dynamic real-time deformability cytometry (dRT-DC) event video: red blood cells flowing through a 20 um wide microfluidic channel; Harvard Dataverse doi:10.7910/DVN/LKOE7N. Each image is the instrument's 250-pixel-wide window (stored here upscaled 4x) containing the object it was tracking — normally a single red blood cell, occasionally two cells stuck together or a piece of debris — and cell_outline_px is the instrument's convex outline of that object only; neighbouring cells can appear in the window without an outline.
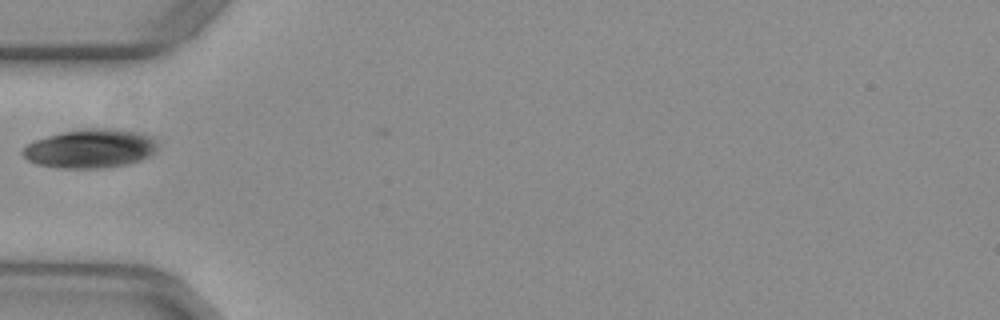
{"species": "common noctule bat (a hibernating species)", "species_latin": "Nyctalus noctula", "temperature_condition": "warm", "stored_images_in_passage": 22, "camera_frame_rate_fps": 3000, "um_per_image_px": 0.085, "animal": {"sex": "female", "body_mass_g": 29.2, "forearm_length_mm": 56.3}, "frame": {"image": 1, "passage_image": 1, "time_ms": 0.0, "image_size_px": [1000, 320], "cell_outline_px": [[156, 148], [148, 156], [140, 160], [128, 164], [100, 168], [56, 168], [36, 164], [28, 160], [20, 152], [28, 144], [36, 140], [48, 136], [80, 128], [116, 128], [144, 132], [152, 136], [156, 144]], "centroid_in_image_um": [7.68, 12.61], "position_along_channel_um": 77.3, "area_um2": 30.69}}